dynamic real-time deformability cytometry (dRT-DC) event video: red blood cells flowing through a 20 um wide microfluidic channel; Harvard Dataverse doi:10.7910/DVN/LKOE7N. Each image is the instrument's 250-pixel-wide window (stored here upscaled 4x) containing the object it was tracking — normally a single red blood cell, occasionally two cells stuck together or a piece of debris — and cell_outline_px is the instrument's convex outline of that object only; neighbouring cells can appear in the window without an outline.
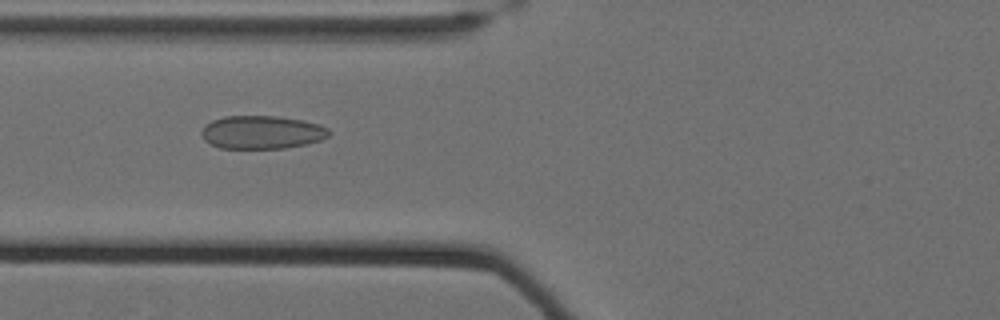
{"species": "Egyptian fruit bat (a non-hibernating species)", "species_latin": "Rousettus aegyptiacus", "temperature_condition": "cold", "stored_images_in_passage": 57, "camera_frame_rate_fps": 3000, "um_per_image_px": 0.085, "animal": {"sex": "female"}, "frame": {"image": 1, "passage_image": 23, "time_ms": 7.333, "image_size_px": [1000, 320], "cell_outline_px": [[332, 132], [328, 136], [320, 140], [308, 144], [284, 148], [220, 148], [208, 144], [204, 140], [200, 132], [204, 124], [212, 120], [224, 116], [276, 116], [304, 120], [320, 124], [328, 128]], "centroid_in_image_um": [22.25, 11.24], "position_along_channel_um": 103.6, "area_um2": 25.03}}
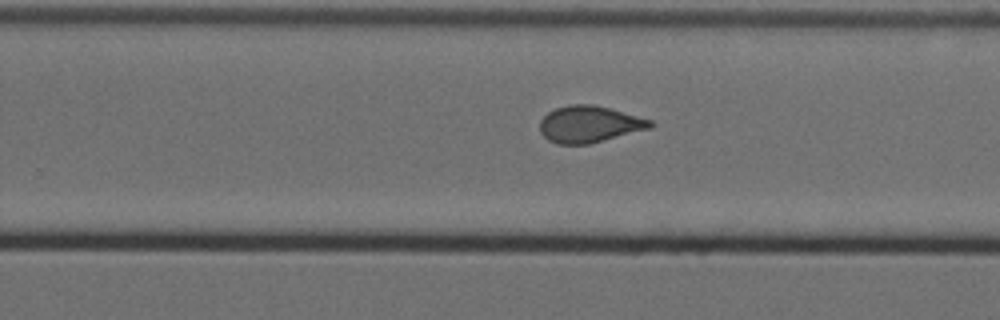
{"frame": {"image": 2, "passage_image": 38, "time_ms": 12.333, "image_size_px": [1000, 320], "cell_outline_px": [[652, 128], [588, 144], [556, 144], [548, 140], [540, 132], [540, 120], [548, 112], [556, 108], [572, 104], [592, 104], [608, 108], [652, 120]], "centroid_in_image_um": [50.07, 10.56], "position_along_channel_um": 279.7, "area_um2": 23.41}}
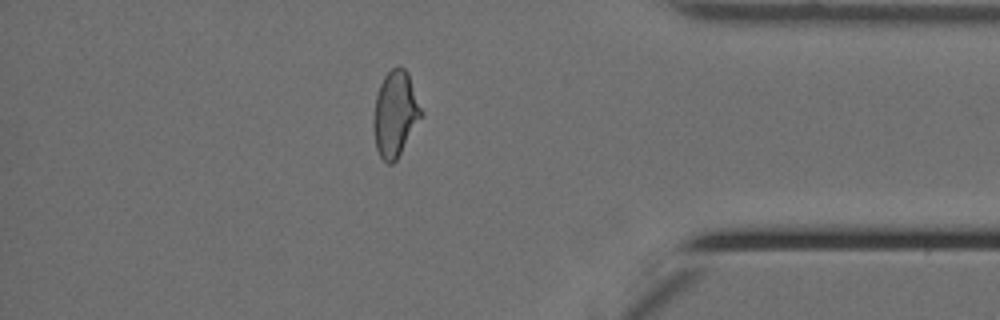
{"frame": {"image": 3, "passage_image": 50, "time_ms": 16.333, "image_size_px": [1000, 320], "cell_outline_px": [[424, 116], [396, 160], [392, 164], [388, 164], [380, 156], [376, 148], [372, 124], [372, 120], [376, 96], [380, 84], [384, 76], [396, 64], [404, 68], [408, 72], [424, 112]], "centroid_in_image_um": [33.62, 9.66], "position_along_channel_um": 401.6, "area_um2": 24.33}, "authors_computed_cell_mechanics": {"area_um2": 24.276, "velocity_mm_per_s": 3.5192, "shape_relaxation_time_tau1_ms": null, "shape_relaxation_time_tau2_ms": 1.166, "deformation_change_tau1": null, "deformation_change_tau2": 0.0801}}